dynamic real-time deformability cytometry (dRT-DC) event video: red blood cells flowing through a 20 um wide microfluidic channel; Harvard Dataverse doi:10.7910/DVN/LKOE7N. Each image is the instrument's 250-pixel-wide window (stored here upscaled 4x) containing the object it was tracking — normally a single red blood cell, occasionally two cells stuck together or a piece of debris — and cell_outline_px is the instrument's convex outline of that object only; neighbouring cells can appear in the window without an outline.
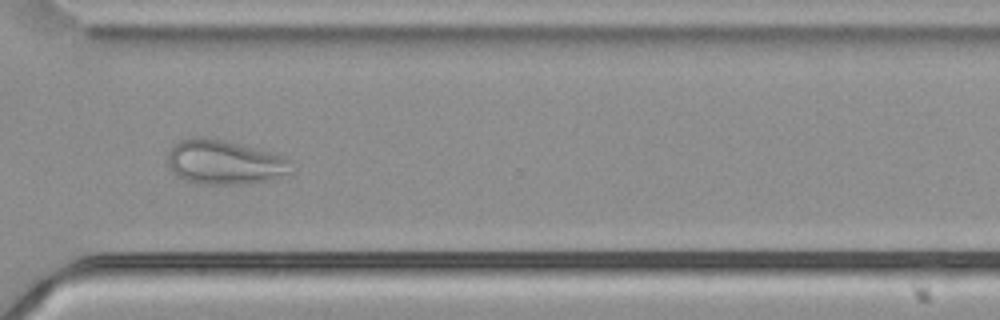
{"species": "common noctule bat (a hibernating species)", "species_latin": "Nyctalus noctula", "temperature_condition": "cold", "stored_images_in_passage": 51, "camera_frame_rate_fps": 3000, "um_per_image_px": 0.085, "animal": {"sex": "male", "body_mass_g": 21.5, "forearm_length_mm": 52.0}, "frame": {"image": 1, "passage_image": 37, "time_ms": 12.0, "image_size_px": [1000, 320], "cell_outline_px": [[296, 168], [292, 172], [268, 180], [248, 184], [208, 184], [188, 180], [176, 176], [168, 164], [168, 152], [172, 144], [180, 140], [192, 136], [204, 136], [224, 140], [268, 152], [280, 156], [288, 160]], "centroid_in_image_um": [19.05, 13.78], "position_along_channel_um": 351.5, "area_um2": 31.91}}